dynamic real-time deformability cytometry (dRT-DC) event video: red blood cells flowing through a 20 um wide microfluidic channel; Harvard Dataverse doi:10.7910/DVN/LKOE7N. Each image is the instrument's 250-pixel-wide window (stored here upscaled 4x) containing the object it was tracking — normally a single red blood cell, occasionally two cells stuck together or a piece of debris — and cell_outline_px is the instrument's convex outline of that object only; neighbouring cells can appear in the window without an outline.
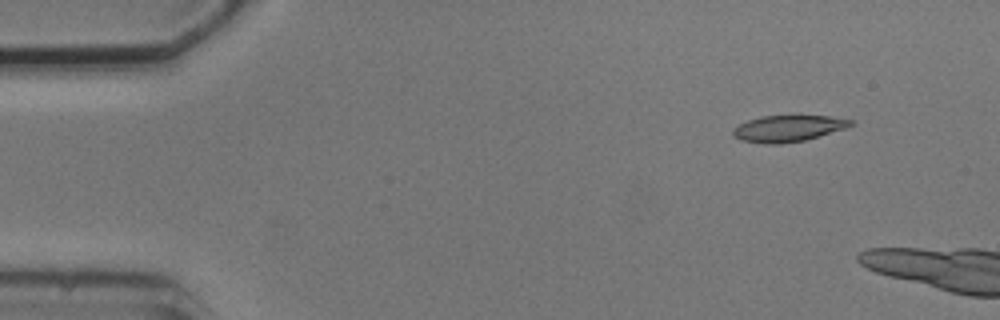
{"species": "common noctule bat (a hibernating species)", "species_latin": "Nyctalus noctula", "temperature_condition": "cold", "stored_images_in_passage": 3, "camera_frame_rate_fps": 3000, "um_per_image_px": 0.085, "animal": {"sex": "male", "body_mass_g": 20.5, "forearm_length_mm": 52.5}, "frame": {"image": 1, "passage_image": 2, "time_ms": 1.0, "image_size_px": [1000, 320], "cell_outline_px": [[852, 124], [844, 128], [804, 140], [780, 144], [764, 144], [740, 140], [732, 136], [732, 132], [740, 124], [748, 120], [760, 116], [828, 116], [852, 120]], "centroid_in_image_um": [66.92, 10.92], "position_along_channel_um": 18.1, "area_um2": 17.74}}